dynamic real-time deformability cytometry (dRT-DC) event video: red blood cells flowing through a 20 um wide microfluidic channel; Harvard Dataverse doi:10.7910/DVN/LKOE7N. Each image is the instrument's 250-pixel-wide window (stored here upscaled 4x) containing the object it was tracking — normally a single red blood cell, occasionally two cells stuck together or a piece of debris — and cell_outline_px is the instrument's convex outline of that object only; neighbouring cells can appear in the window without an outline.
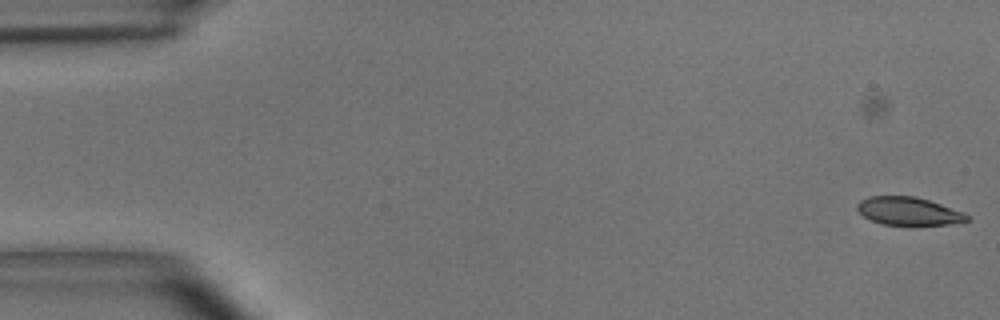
{"species": "common noctule bat (a hibernating species)", "species_latin": "Nyctalus noctula", "temperature_condition": "room temperature", "stored_images_in_passage": 6, "camera_frame_rate_fps": 3000, "um_per_image_px": 0.085, "animal": {"sex": "male", "body_mass_g": 15.6}, "frame": {"image": 1, "passage_image": 6, "time_ms": 1.667, "image_size_px": [1000, 320], "cell_outline_px": [[972, 220], [952, 224], [884, 224], [872, 220], [864, 216], [856, 208], [856, 204], [860, 200], [868, 196], [916, 196], [964, 212]], "centroid_in_image_um": [77.23, 17.93], "position_along_channel_um": 7.8, "area_um2": 17.74}}